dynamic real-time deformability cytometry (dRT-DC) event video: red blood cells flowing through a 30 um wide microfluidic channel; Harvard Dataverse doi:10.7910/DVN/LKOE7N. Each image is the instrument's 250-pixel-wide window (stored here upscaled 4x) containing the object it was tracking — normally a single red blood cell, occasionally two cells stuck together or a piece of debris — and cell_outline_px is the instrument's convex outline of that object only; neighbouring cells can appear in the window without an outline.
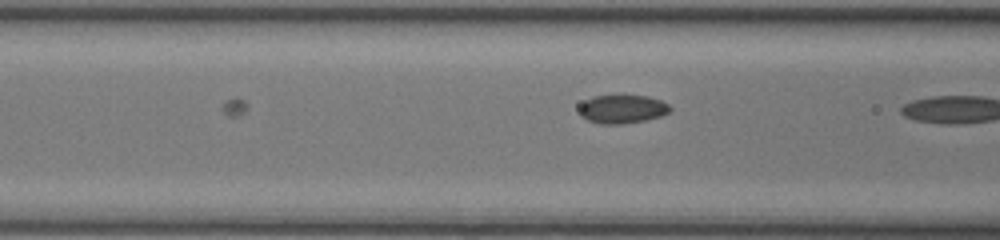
{"species": "common noctule bat (a hibernating species)", "species_latin": "Nyctalus noctula", "temperature_condition": "room temperature", "stored_images_in_passage": 18, "segment_of_instrument_passage": [2, 2], "camera_frame_rate_fps": 3000, "um_per_image_px": 0.085, "animal": {"sex": "female", "body_mass_g": 17.0, "forearm_length_mm": 48.0}, "frame": {"image": 1, "passage_image": 18, "time_ms": 5.667, "image_size_px": [1000, 240], "cell_outline_px": [[672, 108], [668, 112], [660, 116], [644, 120], [620, 124], [600, 124], [588, 120], [580, 116], [580, 104], [584, 100], [592, 96], [648, 96], [660, 100], [668, 104]], "centroid_in_image_um": [52.87, 9.27], "position_along_channel_um": 113.7, "area_um2": 14.97}}